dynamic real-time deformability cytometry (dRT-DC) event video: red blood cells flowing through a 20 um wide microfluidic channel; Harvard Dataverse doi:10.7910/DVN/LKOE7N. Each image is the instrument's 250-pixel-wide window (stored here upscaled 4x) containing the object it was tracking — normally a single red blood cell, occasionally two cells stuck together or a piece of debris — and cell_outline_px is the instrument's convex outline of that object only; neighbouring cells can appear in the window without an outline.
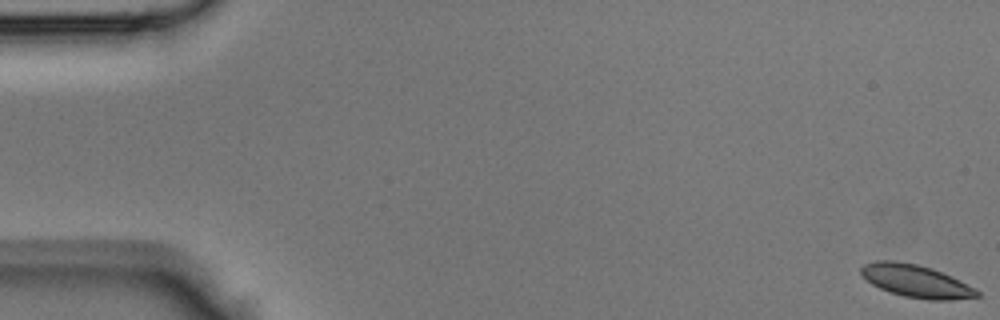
{"species": "Egyptian fruit bat (a non-hibernating species)", "species_latin": "Rousettus aegyptiacus", "temperature_condition": "room temperature", "stored_images_in_passage": 44, "camera_frame_rate_fps": 3000, "um_per_image_px": 0.085, "animal": {"sex": "male"}, "frame": {"image": 1, "passage_image": 1, "time_ms": 0.0, "image_size_px": [1000, 320], "cell_outline_px": [[980, 296], [948, 300], [928, 300], [904, 296], [880, 288], [872, 284], [860, 272], [860, 268], [864, 264], [876, 260], [896, 260], [916, 264], [932, 268], [980, 292]], "centroid_in_image_um": [77.79, 23.88], "position_along_channel_um": 7.2, "area_um2": 21.5}}
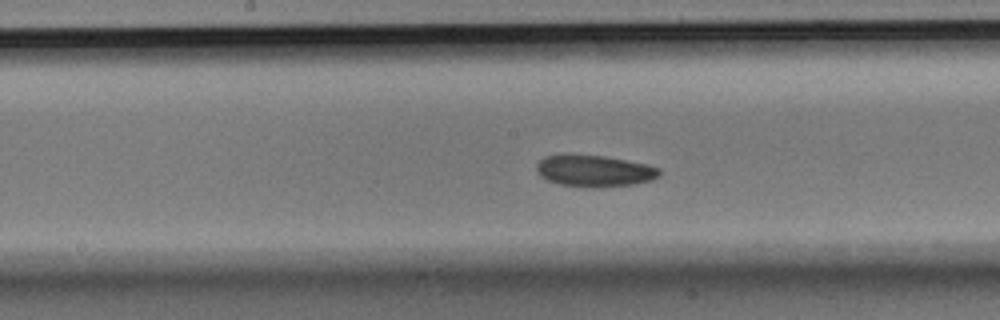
{"frame": {"image": 2, "passage_image": 23, "time_ms": 7.333, "image_size_px": [1000, 320], "cell_outline_px": [[660, 176], [652, 180], [636, 184], [600, 188], [588, 188], [560, 184], [548, 180], [540, 176], [536, 172], [536, 164], [544, 156], [604, 156], [648, 164], [660, 168]], "centroid_in_image_um": [50.57, 14.56], "position_along_channel_um": 197.6, "area_um2": 22.6}}
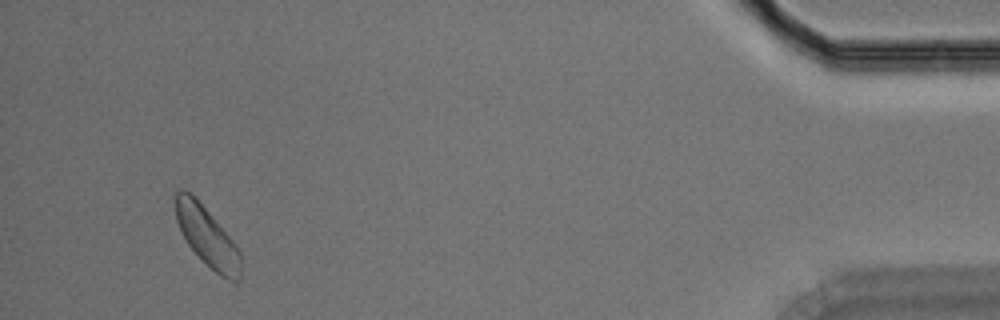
{"frame": {"image": 3, "passage_image": 42, "time_ms": 13.667, "image_size_px": [1000, 320], "cell_outline_px": [[240, 280], [228, 280], [220, 276], [188, 244], [176, 220], [176, 192], [180, 188], [184, 188], [196, 196], [232, 240], [240, 252]], "centroid_in_image_um": [17.6, 20.06], "position_along_channel_um": 417.6, "area_um2": 22.08}}